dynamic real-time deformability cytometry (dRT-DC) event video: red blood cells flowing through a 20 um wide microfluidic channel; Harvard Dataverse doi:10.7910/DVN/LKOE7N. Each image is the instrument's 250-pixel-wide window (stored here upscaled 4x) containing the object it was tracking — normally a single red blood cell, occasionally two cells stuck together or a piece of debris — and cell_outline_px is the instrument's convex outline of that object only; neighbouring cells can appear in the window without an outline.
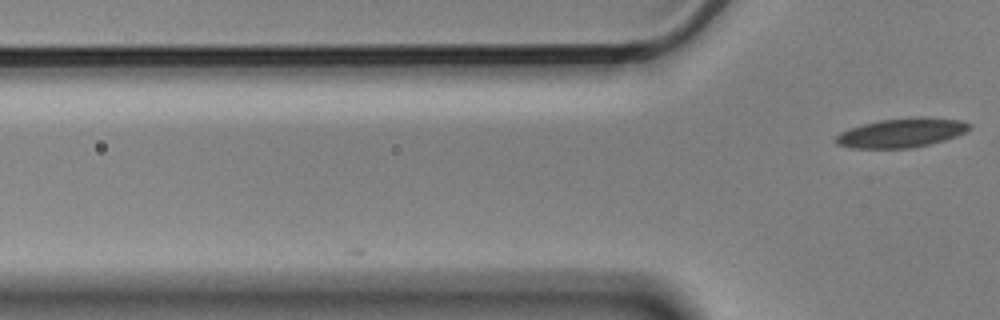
{"species": "Egyptian fruit bat (a non-hibernating species)", "species_latin": "Rousettus aegyptiacus", "temperature_condition": "cold", "stored_images_in_passage": 3, "camera_frame_rate_fps": 3000, "um_per_image_px": 0.085, "animal": {"sex": "male"}, "frame": {"image": 1, "passage_image": 3, "time_ms": 0.667, "image_size_px": [1000, 320], "cell_outline_px": [[972, 128], [956, 136], [944, 140], [928, 144], [908, 148], [852, 148], [836, 144], [832, 140], [840, 132], [848, 128], [880, 120], [920, 116], [924, 116], [964, 120]], "centroid_in_image_um": [76.61, 11.28], "position_along_channel_um": 49.2, "area_um2": 22.83}}